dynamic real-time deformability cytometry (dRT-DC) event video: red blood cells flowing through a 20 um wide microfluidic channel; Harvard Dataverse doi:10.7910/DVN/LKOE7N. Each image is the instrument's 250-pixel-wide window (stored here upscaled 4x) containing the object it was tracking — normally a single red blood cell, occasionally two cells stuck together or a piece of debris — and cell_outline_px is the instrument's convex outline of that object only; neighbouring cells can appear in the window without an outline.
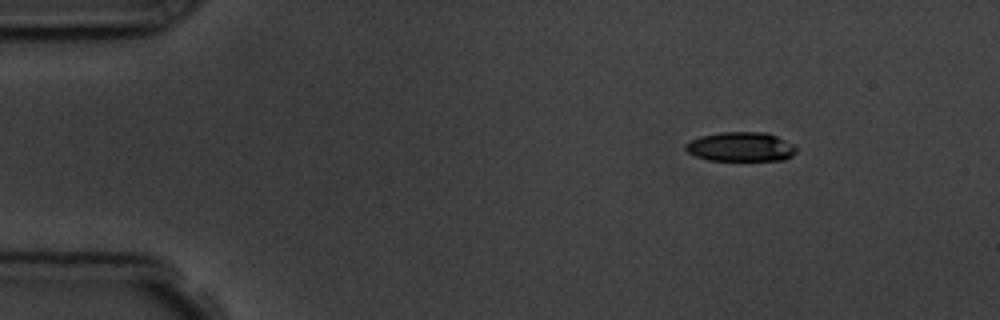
{"species": "common noctule bat (a hibernating species)", "species_latin": "Nyctalus noctula", "temperature_condition": "room temperature", "stored_images_in_passage": 4, "camera_frame_rate_fps": 3000, "um_per_image_px": 0.085, "animal": {"sex": "male", "body_mass_g": 19.5, "forearm_length_mm": 54.6}, "frame": {"image": 1, "passage_image": 1, "time_ms": 0.0, "image_size_px": [1000, 320], "cell_outline_px": [[796, 152], [792, 156], [784, 160], [708, 160], [696, 156], [688, 152], [684, 148], [684, 144], [700, 136], [720, 132], [764, 132], [776, 136], [792, 144], [796, 148]], "centroid_in_image_um": [62.95, 12.48], "position_along_channel_um": 22.1, "area_um2": 18.84}}